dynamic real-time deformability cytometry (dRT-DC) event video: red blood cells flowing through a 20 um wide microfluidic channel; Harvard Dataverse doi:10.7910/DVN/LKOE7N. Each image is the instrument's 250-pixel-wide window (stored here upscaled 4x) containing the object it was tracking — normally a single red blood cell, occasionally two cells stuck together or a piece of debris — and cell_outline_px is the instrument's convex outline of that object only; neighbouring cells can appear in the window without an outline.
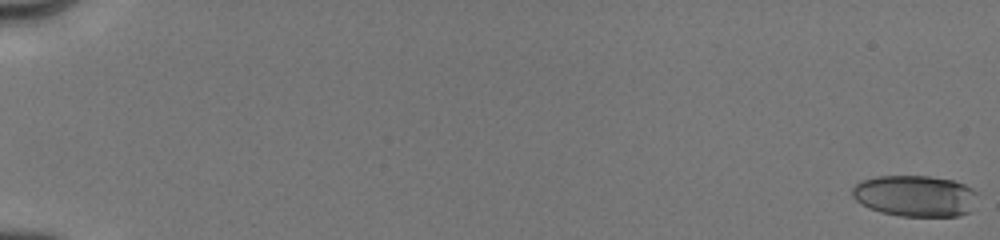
{"species": "human", "species_latin": "Homo sapiens", "temperature_condition": "cold", "stored_images_in_passage": 31, "camera_frame_rate_fps": 3000, "um_per_image_px": 0.085, "donor": {"sex": "male"}, "frame": {"image": 1, "passage_image": 1, "time_ms": 0.0, "image_size_px": [1000, 240], "cell_outline_px": [[976, 192], [972, 212], [960, 216], [900, 216], [880, 212], [868, 208], [856, 200], [852, 196], [852, 188], [860, 180], [876, 176], [928, 176], [952, 180], [964, 184], [972, 188]], "centroid_in_image_um": [77.77, 16.66], "position_along_channel_um": 7.2, "area_um2": 30.35}}
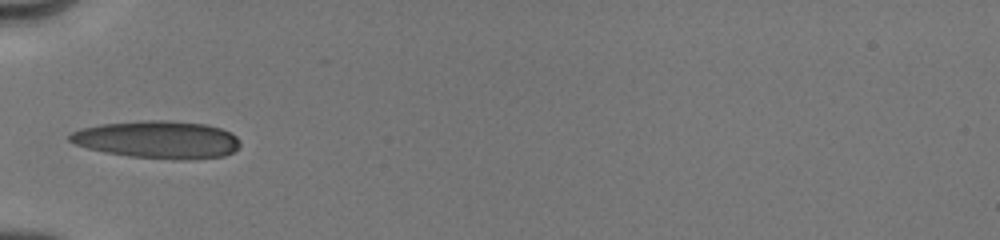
{"frame": {"image": 2, "passage_image": 18, "time_ms": 6.667, "image_size_px": [1000, 240], "cell_outline_px": [[240, 144], [232, 152], [224, 156], [188, 160], [128, 156], [104, 152], [88, 148], [76, 144], [68, 140], [68, 136], [72, 132], [80, 128], [100, 124], [140, 120], [172, 120], [204, 124], [220, 128], [232, 132], [240, 140]], "centroid_in_image_um": [13.4, 11.86], "position_along_channel_um": 71.6, "area_um2": 37.45}}
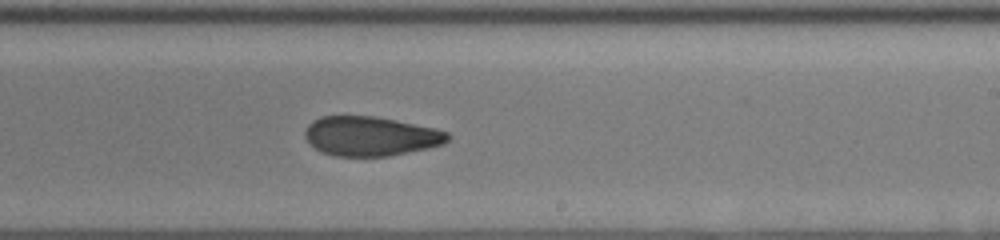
{"frame": {"image": 3, "passage_image": 31, "time_ms": 11.333, "image_size_px": [1000, 240], "cell_outline_px": [[448, 140], [444, 144], [428, 148], [388, 156], [336, 156], [320, 152], [304, 136], [304, 132], [308, 124], [312, 120], [320, 116], [376, 116], [436, 128], [448, 132]], "centroid_in_image_um": [31.49, 11.57], "position_along_channel_um": 257.5, "area_um2": 32.83}}